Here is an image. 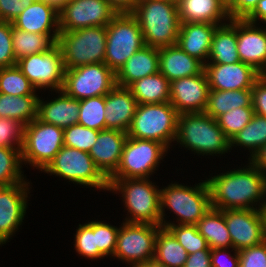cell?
Segmentation results:
<instances>
[{"label": "cell", "mask_w": 266, "mask_h": 267, "mask_svg": "<svg viewBox=\"0 0 266 267\" xmlns=\"http://www.w3.org/2000/svg\"><path fill=\"white\" fill-rule=\"evenodd\" d=\"M247 167L207 179L213 208L257 209L255 202L259 210L266 206V176L250 161Z\"/></svg>", "instance_id": "6da1fadb"}, {"label": "cell", "mask_w": 266, "mask_h": 267, "mask_svg": "<svg viewBox=\"0 0 266 267\" xmlns=\"http://www.w3.org/2000/svg\"><path fill=\"white\" fill-rule=\"evenodd\" d=\"M132 14L138 20L145 45L160 49L177 44L180 28L177 4L167 0H139Z\"/></svg>", "instance_id": "7a4b0ae2"}, {"label": "cell", "mask_w": 266, "mask_h": 267, "mask_svg": "<svg viewBox=\"0 0 266 267\" xmlns=\"http://www.w3.org/2000/svg\"><path fill=\"white\" fill-rule=\"evenodd\" d=\"M109 190L121 192L131 214L127 223L161 226L160 189L149 178H108Z\"/></svg>", "instance_id": "3957f363"}, {"label": "cell", "mask_w": 266, "mask_h": 267, "mask_svg": "<svg viewBox=\"0 0 266 267\" xmlns=\"http://www.w3.org/2000/svg\"><path fill=\"white\" fill-rule=\"evenodd\" d=\"M175 141L202 155L225 154L230 149V140L216 119L205 112L180 114Z\"/></svg>", "instance_id": "277c9868"}, {"label": "cell", "mask_w": 266, "mask_h": 267, "mask_svg": "<svg viewBox=\"0 0 266 267\" xmlns=\"http://www.w3.org/2000/svg\"><path fill=\"white\" fill-rule=\"evenodd\" d=\"M160 207L163 228L166 222L164 219L166 207L179 216L177 218L179 224L196 225L212 207L207 180L198 183L195 187L171 183L168 187L160 189Z\"/></svg>", "instance_id": "5b68a950"}, {"label": "cell", "mask_w": 266, "mask_h": 267, "mask_svg": "<svg viewBox=\"0 0 266 267\" xmlns=\"http://www.w3.org/2000/svg\"><path fill=\"white\" fill-rule=\"evenodd\" d=\"M106 39V26L60 31L56 44L62 52L65 69L104 63Z\"/></svg>", "instance_id": "8992f818"}, {"label": "cell", "mask_w": 266, "mask_h": 267, "mask_svg": "<svg viewBox=\"0 0 266 267\" xmlns=\"http://www.w3.org/2000/svg\"><path fill=\"white\" fill-rule=\"evenodd\" d=\"M179 115L170 102L138 104L127 135L160 142L168 148L176 138Z\"/></svg>", "instance_id": "52a82bcc"}, {"label": "cell", "mask_w": 266, "mask_h": 267, "mask_svg": "<svg viewBox=\"0 0 266 267\" xmlns=\"http://www.w3.org/2000/svg\"><path fill=\"white\" fill-rule=\"evenodd\" d=\"M104 63L116 74L126 61L145 46L138 20L132 13H117L106 25Z\"/></svg>", "instance_id": "ba28073f"}, {"label": "cell", "mask_w": 266, "mask_h": 267, "mask_svg": "<svg viewBox=\"0 0 266 267\" xmlns=\"http://www.w3.org/2000/svg\"><path fill=\"white\" fill-rule=\"evenodd\" d=\"M73 183L109 191L108 178L95 165L90 154L63 146L43 170Z\"/></svg>", "instance_id": "9c48e42d"}, {"label": "cell", "mask_w": 266, "mask_h": 267, "mask_svg": "<svg viewBox=\"0 0 266 267\" xmlns=\"http://www.w3.org/2000/svg\"><path fill=\"white\" fill-rule=\"evenodd\" d=\"M64 129L38 118L24 126L22 162L44 170L64 146Z\"/></svg>", "instance_id": "30bf717a"}, {"label": "cell", "mask_w": 266, "mask_h": 267, "mask_svg": "<svg viewBox=\"0 0 266 267\" xmlns=\"http://www.w3.org/2000/svg\"><path fill=\"white\" fill-rule=\"evenodd\" d=\"M168 149L160 142L127 137L120 164L109 178H149Z\"/></svg>", "instance_id": "8fae6325"}, {"label": "cell", "mask_w": 266, "mask_h": 267, "mask_svg": "<svg viewBox=\"0 0 266 267\" xmlns=\"http://www.w3.org/2000/svg\"><path fill=\"white\" fill-rule=\"evenodd\" d=\"M116 86V74L105 64L95 63L65 70L62 91L77 100L105 96Z\"/></svg>", "instance_id": "7c38bea8"}, {"label": "cell", "mask_w": 266, "mask_h": 267, "mask_svg": "<svg viewBox=\"0 0 266 267\" xmlns=\"http://www.w3.org/2000/svg\"><path fill=\"white\" fill-rule=\"evenodd\" d=\"M161 228L152 224L123 222L113 257L132 266L147 264L154 259L156 235Z\"/></svg>", "instance_id": "4fadbf2b"}, {"label": "cell", "mask_w": 266, "mask_h": 267, "mask_svg": "<svg viewBox=\"0 0 266 267\" xmlns=\"http://www.w3.org/2000/svg\"><path fill=\"white\" fill-rule=\"evenodd\" d=\"M17 66L36 89L52 88L59 93L63 87L66 69L57 44L48 51L19 59Z\"/></svg>", "instance_id": "5bb4252c"}, {"label": "cell", "mask_w": 266, "mask_h": 267, "mask_svg": "<svg viewBox=\"0 0 266 267\" xmlns=\"http://www.w3.org/2000/svg\"><path fill=\"white\" fill-rule=\"evenodd\" d=\"M58 13L60 31L106 26L117 14L107 0H69Z\"/></svg>", "instance_id": "9a60e30c"}, {"label": "cell", "mask_w": 266, "mask_h": 267, "mask_svg": "<svg viewBox=\"0 0 266 267\" xmlns=\"http://www.w3.org/2000/svg\"><path fill=\"white\" fill-rule=\"evenodd\" d=\"M232 240V249H241L265 241L264 217L259 209L222 210Z\"/></svg>", "instance_id": "2e32d148"}, {"label": "cell", "mask_w": 266, "mask_h": 267, "mask_svg": "<svg viewBox=\"0 0 266 267\" xmlns=\"http://www.w3.org/2000/svg\"><path fill=\"white\" fill-rule=\"evenodd\" d=\"M210 87L204 69L197 75L170 82V103L179 114L205 112Z\"/></svg>", "instance_id": "e0dca14e"}, {"label": "cell", "mask_w": 266, "mask_h": 267, "mask_svg": "<svg viewBox=\"0 0 266 267\" xmlns=\"http://www.w3.org/2000/svg\"><path fill=\"white\" fill-rule=\"evenodd\" d=\"M29 182L0 187V245L22 224L27 209ZM16 230V231H15Z\"/></svg>", "instance_id": "ac0fdd59"}, {"label": "cell", "mask_w": 266, "mask_h": 267, "mask_svg": "<svg viewBox=\"0 0 266 267\" xmlns=\"http://www.w3.org/2000/svg\"><path fill=\"white\" fill-rule=\"evenodd\" d=\"M210 90H245L252 89L261 74L252 66L241 61L237 63L204 65Z\"/></svg>", "instance_id": "d6986e66"}, {"label": "cell", "mask_w": 266, "mask_h": 267, "mask_svg": "<svg viewBox=\"0 0 266 267\" xmlns=\"http://www.w3.org/2000/svg\"><path fill=\"white\" fill-rule=\"evenodd\" d=\"M237 52L241 62L266 75V27L237 19Z\"/></svg>", "instance_id": "ffe728a7"}, {"label": "cell", "mask_w": 266, "mask_h": 267, "mask_svg": "<svg viewBox=\"0 0 266 267\" xmlns=\"http://www.w3.org/2000/svg\"><path fill=\"white\" fill-rule=\"evenodd\" d=\"M128 135L116 129L100 130L89 154L100 171L109 178L118 168Z\"/></svg>", "instance_id": "44dd1931"}, {"label": "cell", "mask_w": 266, "mask_h": 267, "mask_svg": "<svg viewBox=\"0 0 266 267\" xmlns=\"http://www.w3.org/2000/svg\"><path fill=\"white\" fill-rule=\"evenodd\" d=\"M137 106V100L130 89L116 85L105 95L106 129H116L127 133Z\"/></svg>", "instance_id": "7402d4cb"}, {"label": "cell", "mask_w": 266, "mask_h": 267, "mask_svg": "<svg viewBox=\"0 0 266 267\" xmlns=\"http://www.w3.org/2000/svg\"><path fill=\"white\" fill-rule=\"evenodd\" d=\"M13 27L31 33L59 35L58 10L48 2H31L13 21ZM51 28H55L51 33Z\"/></svg>", "instance_id": "603a6c76"}, {"label": "cell", "mask_w": 266, "mask_h": 267, "mask_svg": "<svg viewBox=\"0 0 266 267\" xmlns=\"http://www.w3.org/2000/svg\"><path fill=\"white\" fill-rule=\"evenodd\" d=\"M217 26L201 22L180 23L177 44L189 56L205 65Z\"/></svg>", "instance_id": "cb8c5ba5"}, {"label": "cell", "mask_w": 266, "mask_h": 267, "mask_svg": "<svg viewBox=\"0 0 266 267\" xmlns=\"http://www.w3.org/2000/svg\"><path fill=\"white\" fill-rule=\"evenodd\" d=\"M159 72V49L145 45L136 51L116 73V85L129 87L141 78Z\"/></svg>", "instance_id": "d4e9b609"}, {"label": "cell", "mask_w": 266, "mask_h": 267, "mask_svg": "<svg viewBox=\"0 0 266 267\" xmlns=\"http://www.w3.org/2000/svg\"><path fill=\"white\" fill-rule=\"evenodd\" d=\"M204 65L189 56L178 44L159 49V72L170 82L199 74Z\"/></svg>", "instance_id": "484cf974"}, {"label": "cell", "mask_w": 266, "mask_h": 267, "mask_svg": "<svg viewBox=\"0 0 266 267\" xmlns=\"http://www.w3.org/2000/svg\"><path fill=\"white\" fill-rule=\"evenodd\" d=\"M58 98L50 102L38 100L37 118L60 128L78 123L80 100L67 96L62 90Z\"/></svg>", "instance_id": "4316f807"}, {"label": "cell", "mask_w": 266, "mask_h": 267, "mask_svg": "<svg viewBox=\"0 0 266 267\" xmlns=\"http://www.w3.org/2000/svg\"><path fill=\"white\" fill-rule=\"evenodd\" d=\"M180 23H211L222 25L230 20L223 0H182L178 5ZM220 23V24H219Z\"/></svg>", "instance_id": "83f0119b"}, {"label": "cell", "mask_w": 266, "mask_h": 267, "mask_svg": "<svg viewBox=\"0 0 266 267\" xmlns=\"http://www.w3.org/2000/svg\"><path fill=\"white\" fill-rule=\"evenodd\" d=\"M228 22L230 23L218 25L215 29L208 63L231 64L240 61L237 52V19H230Z\"/></svg>", "instance_id": "f1b7e54d"}, {"label": "cell", "mask_w": 266, "mask_h": 267, "mask_svg": "<svg viewBox=\"0 0 266 267\" xmlns=\"http://www.w3.org/2000/svg\"><path fill=\"white\" fill-rule=\"evenodd\" d=\"M196 226L210 249L232 248V240L222 210L211 207Z\"/></svg>", "instance_id": "f546056e"}, {"label": "cell", "mask_w": 266, "mask_h": 267, "mask_svg": "<svg viewBox=\"0 0 266 267\" xmlns=\"http://www.w3.org/2000/svg\"><path fill=\"white\" fill-rule=\"evenodd\" d=\"M128 88L138 104L170 102V81L160 72L141 78Z\"/></svg>", "instance_id": "4dcf8cb0"}, {"label": "cell", "mask_w": 266, "mask_h": 267, "mask_svg": "<svg viewBox=\"0 0 266 267\" xmlns=\"http://www.w3.org/2000/svg\"><path fill=\"white\" fill-rule=\"evenodd\" d=\"M252 106V89L210 90L205 113L216 119L232 109Z\"/></svg>", "instance_id": "1f68e13d"}, {"label": "cell", "mask_w": 266, "mask_h": 267, "mask_svg": "<svg viewBox=\"0 0 266 267\" xmlns=\"http://www.w3.org/2000/svg\"><path fill=\"white\" fill-rule=\"evenodd\" d=\"M38 95L13 96L0 93V118H12L28 125L37 118Z\"/></svg>", "instance_id": "d6a6232c"}, {"label": "cell", "mask_w": 266, "mask_h": 267, "mask_svg": "<svg viewBox=\"0 0 266 267\" xmlns=\"http://www.w3.org/2000/svg\"><path fill=\"white\" fill-rule=\"evenodd\" d=\"M57 39L58 35L31 33L12 27V44L16 61L48 51L56 44Z\"/></svg>", "instance_id": "836d02e7"}, {"label": "cell", "mask_w": 266, "mask_h": 267, "mask_svg": "<svg viewBox=\"0 0 266 267\" xmlns=\"http://www.w3.org/2000/svg\"><path fill=\"white\" fill-rule=\"evenodd\" d=\"M187 256L185 248L166 228L157 232L153 260L167 267H183Z\"/></svg>", "instance_id": "e575fe53"}, {"label": "cell", "mask_w": 266, "mask_h": 267, "mask_svg": "<svg viewBox=\"0 0 266 267\" xmlns=\"http://www.w3.org/2000/svg\"><path fill=\"white\" fill-rule=\"evenodd\" d=\"M234 144L251 150L252 158L266 144V117L254 114L251 121L230 140V148Z\"/></svg>", "instance_id": "d590c367"}, {"label": "cell", "mask_w": 266, "mask_h": 267, "mask_svg": "<svg viewBox=\"0 0 266 267\" xmlns=\"http://www.w3.org/2000/svg\"><path fill=\"white\" fill-rule=\"evenodd\" d=\"M21 150L22 148L0 147V187L26 182L21 170Z\"/></svg>", "instance_id": "8d00e7d4"}, {"label": "cell", "mask_w": 266, "mask_h": 267, "mask_svg": "<svg viewBox=\"0 0 266 267\" xmlns=\"http://www.w3.org/2000/svg\"><path fill=\"white\" fill-rule=\"evenodd\" d=\"M36 88L17 66L0 68V93L13 96L37 95Z\"/></svg>", "instance_id": "74e56055"}, {"label": "cell", "mask_w": 266, "mask_h": 267, "mask_svg": "<svg viewBox=\"0 0 266 267\" xmlns=\"http://www.w3.org/2000/svg\"><path fill=\"white\" fill-rule=\"evenodd\" d=\"M78 124L97 131L105 130V96L80 100Z\"/></svg>", "instance_id": "f35d334b"}, {"label": "cell", "mask_w": 266, "mask_h": 267, "mask_svg": "<svg viewBox=\"0 0 266 267\" xmlns=\"http://www.w3.org/2000/svg\"><path fill=\"white\" fill-rule=\"evenodd\" d=\"M165 228L185 248L188 255L200 250H211L206 239L198 232L196 225H177L166 221Z\"/></svg>", "instance_id": "ab89813d"}, {"label": "cell", "mask_w": 266, "mask_h": 267, "mask_svg": "<svg viewBox=\"0 0 266 267\" xmlns=\"http://www.w3.org/2000/svg\"><path fill=\"white\" fill-rule=\"evenodd\" d=\"M254 114L253 107H239L221 114L216 121L225 136L231 140L251 121Z\"/></svg>", "instance_id": "60d3db41"}, {"label": "cell", "mask_w": 266, "mask_h": 267, "mask_svg": "<svg viewBox=\"0 0 266 267\" xmlns=\"http://www.w3.org/2000/svg\"><path fill=\"white\" fill-rule=\"evenodd\" d=\"M99 131L74 124L64 129V146L88 152L96 143Z\"/></svg>", "instance_id": "b9f144b4"}, {"label": "cell", "mask_w": 266, "mask_h": 267, "mask_svg": "<svg viewBox=\"0 0 266 267\" xmlns=\"http://www.w3.org/2000/svg\"><path fill=\"white\" fill-rule=\"evenodd\" d=\"M75 235V249L79 255L97 259L98 247L96 240V221L79 224Z\"/></svg>", "instance_id": "7bdbcfd3"}, {"label": "cell", "mask_w": 266, "mask_h": 267, "mask_svg": "<svg viewBox=\"0 0 266 267\" xmlns=\"http://www.w3.org/2000/svg\"><path fill=\"white\" fill-rule=\"evenodd\" d=\"M24 126V124L16 119L0 118V147L22 148Z\"/></svg>", "instance_id": "ee69618b"}, {"label": "cell", "mask_w": 266, "mask_h": 267, "mask_svg": "<svg viewBox=\"0 0 266 267\" xmlns=\"http://www.w3.org/2000/svg\"><path fill=\"white\" fill-rule=\"evenodd\" d=\"M119 229L101 221H96L98 258L114 255Z\"/></svg>", "instance_id": "f6af8a7d"}, {"label": "cell", "mask_w": 266, "mask_h": 267, "mask_svg": "<svg viewBox=\"0 0 266 267\" xmlns=\"http://www.w3.org/2000/svg\"><path fill=\"white\" fill-rule=\"evenodd\" d=\"M12 22L0 21V68L17 65L12 44Z\"/></svg>", "instance_id": "bcb514c9"}, {"label": "cell", "mask_w": 266, "mask_h": 267, "mask_svg": "<svg viewBox=\"0 0 266 267\" xmlns=\"http://www.w3.org/2000/svg\"><path fill=\"white\" fill-rule=\"evenodd\" d=\"M239 267H266V240L239 251Z\"/></svg>", "instance_id": "7dc6e473"}, {"label": "cell", "mask_w": 266, "mask_h": 267, "mask_svg": "<svg viewBox=\"0 0 266 267\" xmlns=\"http://www.w3.org/2000/svg\"><path fill=\"white\" fill-rule=\"evenodd\" d=\"M252 106L255 114L266 117V75H261L252 87Z\"/></svg>", "instance_id": "c3c4849f"}, {"label": "cell", "mask_w": 266, "mask_h": 267, "mask_svg": "<svg viewBox=\"0 0 266 267\" xmlns=\"http://www.w3.org/2000/svg\"><path fill=\"white\" fill-rule=\"evenodd\" d=\"M31 0H0V21L12 22Z\"/></svg>", "instance_id": "681fc988"}, {"label": "cell", "mask_w": 266, "mask_h": 267, "mask_svg": "<svg viewBox=\"0 0 266 267\" xmlns=\"http://www.w3.org/2000/svg\"><path fill=\"white\" fill-rule=\"evenodd\" d=\"M259 0H229L226 3L230 19H245L257 6Z\"/></svg>", "instance_id": "f907efd6"}, {"label": "cell", "mask_w": 266, "mask_h": 267, "mask_svg": "<svg viewBox=\"0 0 266 267\" xmlns=\"http://www.w3.org/2000/svg\"><path fill=\"white\" fill-rule=\"evenodd\" d=\"M234 255L229 254L226 248L211 249V265L212 267H239V251L234 250ZM225 253V254H224ZM229 256L230 259L222 260L223 256ZM226 258V257H225Z\"/></svg>", "instance_id": "816d5d0a"}, {"label": "cell", "mask_w": 266, "mask_h": 267, "mask_svg": "<svg viewBox=\"0 0 266 267\" xmlns=\"http://www.w3.org/2000/svg\"><path fill=\"white\" fill-rule=\"evenodd\" d=\"M211 250H200L189 254L183 267H212Z\"/></svg>", "instance_id": "f5cc1de1"}, {"label": "cell", "mask_w": 266, "mask_h": 267, "mask_svg": "<svg viewBox=\"0 0 266 267\" xmlns=\"http://www.w3.org/2000/svg\"><path fill=\"white\" fill-rule=\"evenodd\" d=\"M117 13H132L139 0H107Z\"/></svg>", "instance_id": "db71d44e"}, {"label": "cell", "mask_w": 266, "mask_h": 267, "mask_svg": "<svg viewBox=\"0 0 266 267\" xmlns=\"http://www.w3.org/2000/svg\"><path fill=\"white\" fill-rule=\"evenodd\" d=\"M250 23H255L257 20L266 23V0H259L255 9L245 18Z\"/></svg>", "instance_id": "11a10c76"}, {"label": "cell", "mask_w": 266, "mask_h": 267, "mask_svg": "<svg viewBox=\"0 0 266 267\" xmlns=\"http://www.w3.org/2000/svg\"><path fill=\"white\" fill-rule=\"evenodd\" d=\"M249 159V161L266 176V144Z\"/></svg>", "instance_id": "9f6ffc18"}, {"label": "cell", "mask_w": 266, "mask_h": 267, "mask_svg": "<svg viewBox=\"0 0 266 267\" xmlns=\"http://www.w3.org/2000/svg\"><path fill=\"white\" fill-rule=\"evenodd\" d=\"M69 0H31V2H48L53 5L58 11L68 2Z\"/></svg>", "instance_id": "6f0895ef"}, {"label": "cell", "mask_w": 266, "mask_h": 267, "mask_svg": "<svg viewBox=\"0 0 266 267\" xmlns=\"http://www.w3.org/2000/svg\"><path fill=\"white\" fill-rule=\"evenodd\" d=\"M143 267H167L163 264L156 262L155 260L149 261L147 264L142 265Z\"/></svg>", "instance_id": "680465c9"}, {"label": "cell", "mask_w": 266, "mask_h": 267, "mask_svg": "<svg viewBox=\"0 0 266 267\" xmlns=\"http://www.w3.org/2000/svg\"><path fill=\"white\" fill-rule=\"evenodd\" d=\"M262 214L264 217V229H265V240H266V206L262 209Z\"/></svg>", "instance_id": "91938a15"}, {"label": "cell", "mask_w": 266, "mask_h": 267, "mask_svg": "<svg viewBox=\"0 0 266 267\" xmlns=\"http://www.w3.org/2000/svg\"><path fill=\"white\" fill-rule=\"evenodd\" d=\"M167 1L173 2L178 5L182 0H167Z\"/></svg>", "instance_id": "94428289"}]
</instances>
